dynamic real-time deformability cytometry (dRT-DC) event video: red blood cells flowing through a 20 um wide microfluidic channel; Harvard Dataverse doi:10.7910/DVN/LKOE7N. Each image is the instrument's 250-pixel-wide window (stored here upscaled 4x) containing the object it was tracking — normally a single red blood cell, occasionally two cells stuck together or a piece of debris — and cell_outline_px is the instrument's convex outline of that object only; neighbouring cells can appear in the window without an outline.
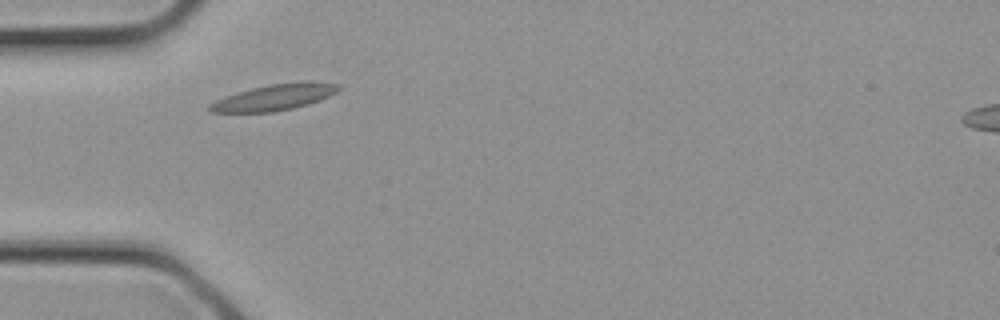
{"species": "common noctule bat (a hibernating species)", "species_latin": "Nyctalus noctula", "temperature_condition": "cold", "stored_images_in_passage": 18, "camera_frame_rate_fps": 3000, "um_per_image_px": 0.085, "animal": {"sex": "female", "body_mass_g": 21.9}, "frame": {"image": 1, "passage_image": 1, "time_ms": 0.0, "image_size_px": [1000, 320], "cell_outline_px": [[340, 88], [336, 92], [320, 100], [308, 104], [292, 108], [272, 112], [212, 112], [208, 108], [208, 104], [216, 100], [252, 88], [268, 84], [296, 80], [312, 80], [340, 84]], "centroid_in_image_um": [23.4, 8.23], "position_along_channel_um": 61.6, "area_um2": 19.71}}
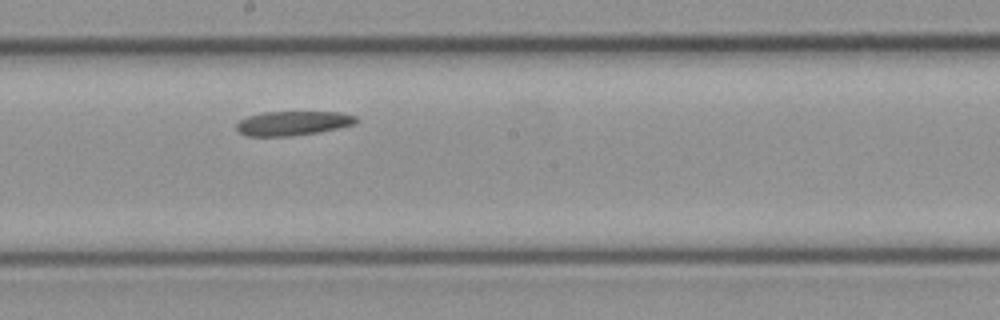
{"frame": {"image": 2, "passage_image": 8, "time_ms": 2.333, "image_size_px": [1000, 320], "cell_outline_px": [[356, 124], [316, 132], [288, 136], [244, 136], [236, 132], [236, 124], [240, 120], [248, 116], [264, 112], [340, 112], [356, 116]], "centroid_in_image_um": [24.83, 10.47], "position_along_channel_um": 223.4, "area_um2": 16.88}}
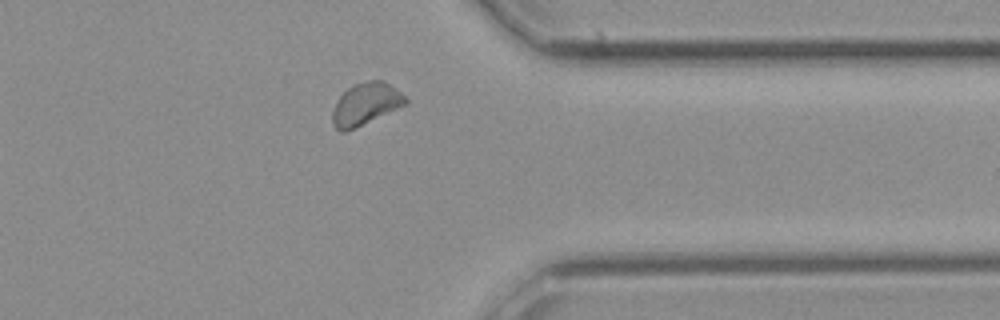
{"frame": {"image": 3, "passage_image": 15, "time_ms": 4.667, "image_size_px": [1000, 320], "cell_outline_px": [[408, 104], [356, 128], [344, 132], [340, 132], [332, 124], [332, 112], [336, 100], [352, 84], [368, 80], [384, 80], [396, 88], [408, 100]], "centroid_in_image_um": [31.08, 8.84], "position_along_channel_um": 380.3, "area_um2": 18.21}}